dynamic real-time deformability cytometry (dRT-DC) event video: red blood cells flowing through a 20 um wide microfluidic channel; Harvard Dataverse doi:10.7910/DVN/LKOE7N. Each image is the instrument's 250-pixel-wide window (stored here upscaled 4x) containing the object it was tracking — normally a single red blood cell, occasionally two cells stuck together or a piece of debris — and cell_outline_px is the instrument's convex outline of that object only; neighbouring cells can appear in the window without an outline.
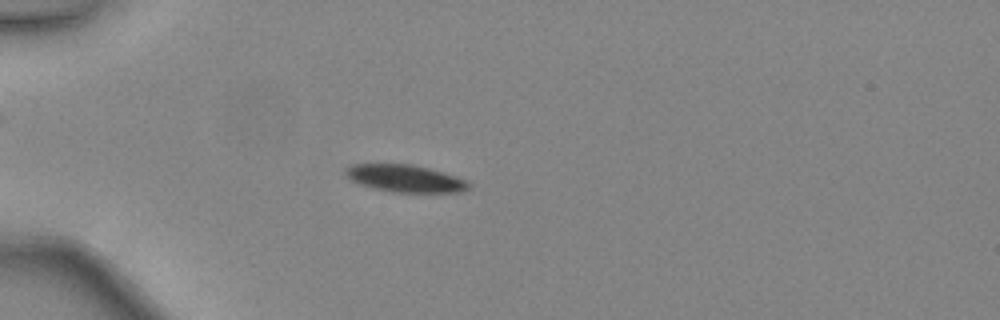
{"species": "common noctule bat (a hibernating species)", "species_latin": "Nyctalus noctula", "temperature_condition": "warm", "stored_images_in_passage": 35, "camera_frame_rate_fps": 3000, "um_per_image_px": 0.085, "animal": {"sex": "female", "body_mass_g": 24.6, "forearm_length_mm": 56.2}, "frame": {"image": 1, "passage_image": 2, "time_ms": 0.333, "image_size_px": [1000, 320], "cell_outline_px": [[468, 188], [460, 192], [392, 192], [372, 188], [360, 184], [344, 176], [344, 168], [352, 164], [412, 164], [428, 168], [456, 176], [464, 180], [468, 184]], "centroid_in_image_um": [34.35, 15.16], "position_along_channel_um": 50.6, "area_um2": 19.48}}
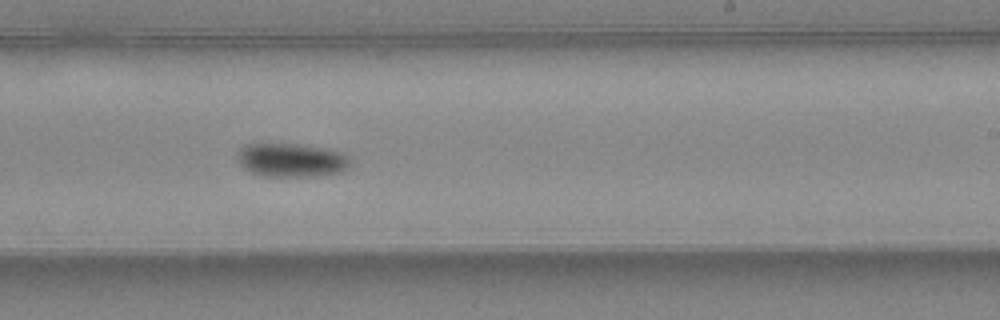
{"frame": {"image": 2, "passage_image": 18, "time_ms": 5.667, "image_size_px": [1000, 320], "cell_outline_px": [[348, 164], [340, 172], [316, 176], [260, 176], [244, 168], [240, 164], [236, 156], [240, 148], [244, 144], [304, 144], [324, 148], [340, 152], [348, 160]], "centroid_in_image_um": [24.68, 13.6], "position_along_channel_um": 264.3, "area_um2": 21.91}}
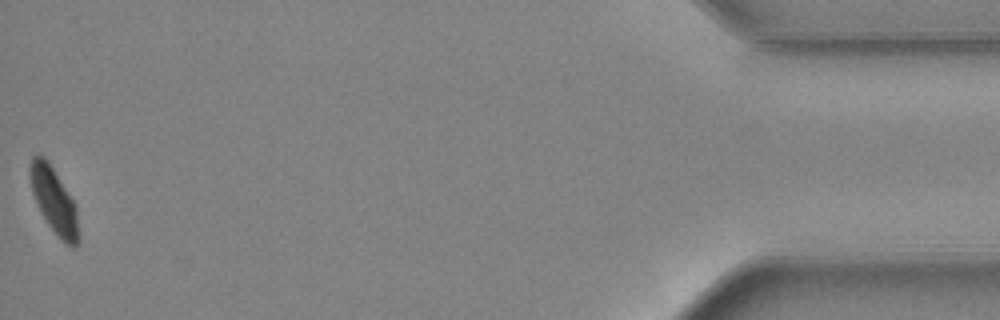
{"frame": {"image": 3, "passage_image": 35, "time_ms": 11.333, "image_size_px": [1000, 320], "cell_outline_px": [[80, 236], [76, 248], [72, 248], [64, 244], [56, 236], [40, 212], [32, 192], [28, 176], [28, 168], [32, 156], [44, 156], [48, 160], [76, 204]], "centroid_in_image_um": [4.6, 17.09], "position_along_channel_um": 430.6, "area_um2": 19.19}, "authors_computed_cell_mechanics": {"area_um2": 21.1548, "velocity_mm_per_s": 4.45, "shape_relaxation_time_tau1_ms": 2.5831, "shape_relaxation_time_tau2_ms": null, "deformation_change_tau1": 0.0945, "deformation_change_tau2": null}}